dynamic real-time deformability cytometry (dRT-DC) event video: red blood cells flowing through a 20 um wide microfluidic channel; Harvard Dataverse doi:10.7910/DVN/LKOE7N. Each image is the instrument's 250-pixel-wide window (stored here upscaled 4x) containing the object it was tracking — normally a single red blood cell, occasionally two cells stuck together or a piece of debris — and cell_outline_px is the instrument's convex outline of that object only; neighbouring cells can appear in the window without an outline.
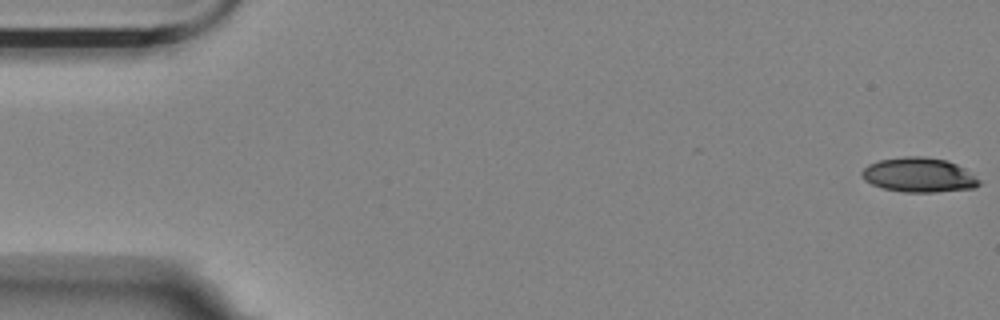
{"species": "Egyptian fruit bat (a non-hibernating species)", "species_latin": "Rousettus aegyptiacus", "temperature_condition": "room temperature", "stored_images_in_passage": 6, "camera_frame_rate_fps": 3000, "um_per_image_px": 0.085, "animal": {"sex": "female"}, "frame": {"image": 1, "passage_image": 1, "time_ms": 0.0, "image_size_px": [1000, 320], "cell_outline_px": [[980, 184], [972, 188], [936, 192], [904, 192], [884, 188], [872, 184], [864, 180], [860, 176], [860, 172], [868, 164], [880, 160], [904, 156], [924, 156], [948, 160], [964, 168], [980, 180]], "centroid_in_image_um": [78.08, 14.86], "position_along_channel_um": 6.9, "area_um2": 23.64}}
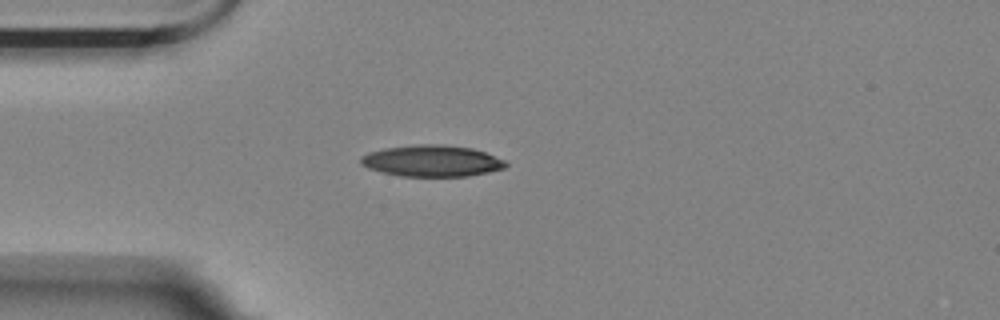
{"frame": {"image": 2, "passage_image": 5, "time_ms": 1.333, "image_size_px": [1000, 320], "cell_outline_px": [[508, 164], [504, 168], [488, 172], [468, 176], [400, 176], [368, 168], [360, 164], [360, 156], [368, 152], [384, 148], [416, 144], [444, 144], [472, 148], [484, 152], [504, 160]], "centroid_in_image_um": [36.68, 13.66], "position_along_channel_um": 48.3, "area_um2": 26.53}}